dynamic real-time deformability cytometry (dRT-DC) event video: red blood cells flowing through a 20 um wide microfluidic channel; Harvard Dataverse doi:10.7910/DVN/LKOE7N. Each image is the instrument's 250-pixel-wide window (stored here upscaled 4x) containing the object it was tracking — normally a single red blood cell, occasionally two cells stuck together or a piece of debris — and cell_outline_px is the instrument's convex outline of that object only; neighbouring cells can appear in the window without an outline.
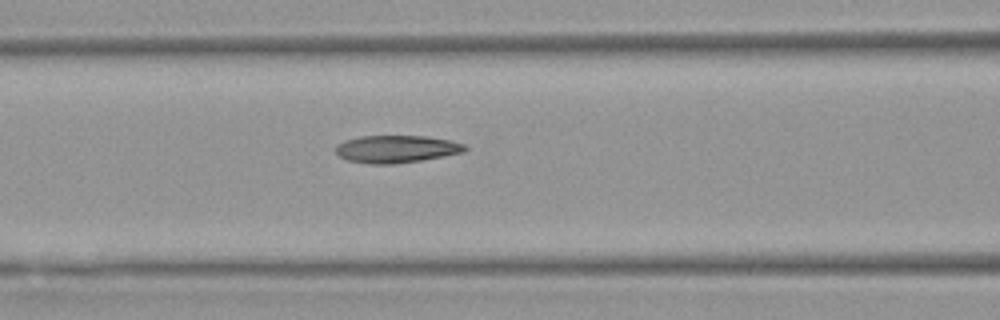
{"species": "Egyptian fruit bat (a non-hibernating species)", "species_latin": "Rousettus aegyptiacus", "temperature_condition": "warm", "stored_images_in_passage": 7, "camera_frame_rate_fps": 3000, "um_per_image_px": 0.085, "animal": {"sex": "female"}, "frame": {"image": 1, "passage_image": 7, "time_ms": 8.667, "image_size_px": [1000, 320], "cell_outline_px": [[468, 148], [464, 152], [444, 156], [420, 160], [392, 164], [368, 164], [348, 160], [340, 156], [336, 152], [336, 144], [344, 140], [360, 136], [428, 136], [448, 140], [464, 144]], "centroid_in_image_um": [33.68, 12.66], "position_along_channel_um": 132.9, "area_um2": 20.63}}